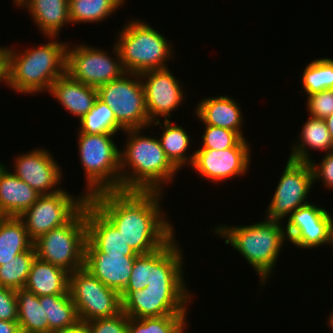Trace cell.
<instances>
[{"mask_svg":"<svg viewBox=\"0 0 333 333\" xmlns=\"http://www.w3.org/2000/svg\"><path fill=\"white\" fill-rule=\"evenodd\" d=\"M98 98L114 113L116 121L126 129L150 128L145 90L140 74L124 73L97 88Z\"/></svg>","mask_w":333,"mask_h":333,"instance_id":"ba28073f","label":"cell"},{"mask_svg":"<svg viewBox=\"0 0 333 333\" xmlns=\"http://www.w3.org/2000/svg\"><path fill=\"white\" fill-rule=\"evenodd\" d=\"M192 298L186 285H147L122 301V311L131 318L188 315Z\"/></svg>","mask_w":333,"mask_h":333,"instance_id":"30bf717a","label":"cell"},{"mask_svg":"<svg viewBox=\"0 0 333 333\" xmlns=\"http://www.w3.org/2000/svg\"><path fill=\"white\" fill-rule=\"evenodd\" d=\"M246 138L225 150L197 149L191 165L204 179L221 183L237 176H245L250 167L251 149Z\"/></svg>","mask_w":333,"mask_h":333,"instance_id":"9a60e30c","label":"cell"},{"mask_svg":"<svg viewBox=\"0 0 333 333\" xmlns=\"http://www.w3.org/2000/svg\"><path fill=\"white\" fill-rule=\"evenodd\" d=\"M298 139L292 146L289 159L301 162H311L309 149L332 152L333 141L330 137L326 122L324 119L308 117L303 124Z\"/></svg>","mask_w":333,"mask_h":333,"instance_id":"484cf974","label":"cell"},{"mask_svg":"<svg viewBox=\"0 0 333 333\" xmlns=\"http://www.w3.org/2000/svg\"><path fill=\"white\" fill-rule=\"evenodd\" d=\"M153 277V252L138 255L133 264L130 279L125 289L120 293L121 302L132 292L144 289Z\"/></svg>","mask_w":333,"mask_h":333,"instance_id":"d590c367","label":"cell"},{"mask_svg":"<svg viewBox=\"0 0 333 333\" xmlns=\"http://www.w3.org/2000/svg\"><path fill=\"white\" fill-rule=\"evenodd\" d=\"M126 0H72L69 2V18L72 24L96 23L109 18ZM121 6V7H120Z\"/></svg>","mask_w":333,"mask_h":333,"instance_id":"f546056e","label":"cell"},{"mask_svg":"<svg viewBox=\"0 0 333 333\" xmlns=\"http://www.w3.org/2000/svg\"><path fill=\"white\" fill-rule=\"evenodd\" d=\"M163 122H160V120L152 122L151 127H154L153 124L161 126V130L163 131L161 138L158 139L165 155L179 171L184 167L183 165L189 164L191 166L194 161L195 152L187 156L186 151L189 150L191 141L189 133L176 123L172 125L170 120H164Z\"/></svg>","mask_w":333,"mask_h":333,"instance_id":"83f0119b","label":"cell"},{"mask_svg":"<svg viewBox=\"0 0 333 333\" xmlns=\"http://www.w3.org/2000/svg\"><path fill=\"white\" fill-rule=\"evenodd\" d=\"M32 247L33 241L19 217L0 216V265Z\"/></svg>","mask_w":333,"mask_h":333,"instance_id":"f1b7e54d","label":"cell"},{"mask_svg":"<svg viewBox=\"0 0 333 333\" xmlns=\"http://www.w3.org/2000/svg\"><path fill=\"white\" fill-rule=\"evenodd\" d=\"M88 201L84 193L73 196L62 189L53 194L40 195L19 218L34 242L50 230L68 223Z\"/></svg>","mask_w":333,"mask_h":333,"instance_id":"7c38bea8","label":"cell"},{"mask_svg":"<svg viewBox=\"0 0 333 333\" xmlns=\"http://www.w3.org/2000/svg\"><path fill=\"white\" fill-rule=\"evenodd\" d=\"M145 129L149 128L124 131L128 139L120 150L121 190L162 192L163 186L174 181L179 172L165 155L159 139L142 135Z\"/></svg>","mask_w":333,"mask_h":333,"instance_id":"7a4b0ae2","label":"cell"},{"mask_svg":"<svg viewBox=\"0 0 333 333\" xmlns=\"http://www.w3.org/2000/svg\"><path fill=\"white\" fill-rule=\"evenodd\" d=\"M306 97L310 117L325 119L333 113V89H325Z\"/></svg>","mask_w":333,"mask_h":333,"instance_id":"74e56055","label":"cell"},{"mask_svg":"<svg viewBox=\"0 0 333 333\" xmlns=\"http://www.w3.org/2000/svg\"><path fill=\"white\" fill-rule=\"evenodd\" d=\"M327 325H330L331 330L333 331V310L331 312V314H329V317L327 319ZM333 333V332H332Z\"/></svg>","mask_w":333,"mask_h":333,"instance_id":"bcb514c9","label":"cell"},{"mask_svg":"<svg viewBox=\"0 0 333 333\" xmlns=\"http://www.w3.org/2000/svg\"><path fill=\"white\" fill-rule=\"evenodd\" d=\"M77 134L79 158L86 178V197L89 199L100 192L121 190V147L118 148L113 140L118 133Z\"/></svg>","mask_w":333,"mask_h":333,"instance_id":"8992f818","label":"cell"},{"mask_svg":"<svg viewBox=\"0 0 333 333\" xmlns=\"http://www.w3.org/2000/svg\"><path fill=\"white\" fill-rule=\"evenodd\" d=\"M325 119H333V113L330 116L326 117Z\"/></svg>","mask_w":333,"mask_h":333,"instance_id":"7dc6e473","label":"cell"},{"mask_svg":"<svg viewBox=\"0 0 333 333\" xmlns=\"http://www.w3.org/2000/svg\"><path fill=\"white\" fill-rule=\"evenodd\" d=\"M112 50L114 56H109L108 52L100 48L86 44H75L74 47H71L68 43L66 73L73 80L95 88L118 79L126 72L123 69L119 51L115 44Z\"/></svg>","mask_w":333,"mask_h":333,"instance_id":"8fae6325","label":"cell"},{"mask_svg":"<svg viewBox=\"0 0 333 333\" xmlns=\"http://www.w3.org/2000/svg\"><path fill=\"white\" fill-rule=\"evenodd\" d=\"M86 239L85 204L68 223L40 236L33 246L38 259L73 273L84 267Z\"/></svg>","mask_w":333,"mask_h":333,"instance_id":"52a82bcc","label":"cell"},{"mask_svg":"<svg viewBox=\"0 0 333 333\" xmlns=\"http://www.w3.org/2000/svg\"><path fill=\"white\" fill-rule=\"evenodd\" d=\"M196 105L194 115L202 121V124L204 123L203 125L230 129L245 138L242 131L244 124L242 111L233 98L228 95L210 96L201 99Z\"/></svg>","mask_w":333,"mask_h":333,"instance_id":"ffe728a7","label":"cell"},{"mask_svg":"<svg viewBox=\"0 0 333 333\" xmlns=\"http://www.w3.org/2000/svg\"><path fill=\"white\" fill-rule=\"evenodd\" d=\"M129 316L123 311L114 317L89 321L91 333H127Z\"/></svg>","mask_w":333,"mask_h":333,"instance_id":"f35d334b","label":"cell"},{"mask_svg":"<svg viewBox=\"0 0 333 333\" xmlns=\"http://www.w3.org/2000/svg\"><path fill=\"white\" fill-rule=\"evenodd\" d=\"M19 329L21 333H49L48 319L44 311V296L16 289Z\"/></svg>","mask_w":333,"mask_h":333,"instance_id":"4316f807","label":"cell"},{"mask_svg":"<svg viewBox=\"0 0 333 333\" xmlns=\"http://www.w3.org/2000/svg\"><path fill=\"white\" fill-rule=\"evenodd\" d=\"M50 93L78 120L89 112L98 98L97 88L73 80L67 73L52 83Z\"/></svg>","mask_w":333,"mask_h":333,"instance_id":"7402d4cb","label":"cell"},{"mask_svg":"<svg viewBox=\"0 0 333 333\" xmlns=\"http://www.w3.org/2000/svg\"><path fill=\"white\" fill-rule=\"evenodd\" d=\"M140 77L150 122L158 121L161 117L170 120L171 112L180 107L185 97L178 78L174 77L169 68L145 71Z\"/></svg>","mask_w":333,"mask_h":333,"instance_id":"2e32d148","label":"cell"},{"mask_svg":"<svg viewBox=\"0 0 333 333\" xmlns=\"http://www.w3.org/2000/svg\"><path fill=\"white\" fill-rule=\"evenodd\" d=\"M55 333H91V331L88 322L79 320L76 324Z\"/></svg>","mask_w":333,"mask_h":333,"instance_id":"b9f144b4","label":"cell"},{"mask_svg":"<svg viewBox=\"0 0 333 333\" xmlns=\"http://www.w3.org/2000/svg\"><path fill=\"white\" fill-rule=\"evenodd\" d=\"M115 45L125 72H142L168 68L173 47L164 35L150 24L133 19L124 24Z\"/></svg>","mask_w":333,"mask_h":333,"instance_id":"5b68a950","label":"cell"},{"mask_svg":"<svg viewBox=\"0 0 333 333\" xmlns=\"http://www.w3.org/2000/svg\"><path fill=\"white\" fill-rule=\"evenodd\" d=\"M17 296L14 289L0 286V320L17 321Z\"/></svg>","mask_w":333,"mask_h":333,"instance_id":"60d3db41","label":"cell"},{"mask_svg":"<svg viewBox=\"0 0 333 333\" xmlns=\"http://www.w3.org/2000/svg\"><path fill=\"white\" fill-rule=\"evenodd\" d=\"M0 333H21L18 322L0 320Z\"/></svg>","mask_w":333,"mask_h":333,"instance_id":"ee69618b","label":"cell"},{"mask_svg":"<svg viewBox=\"0 0 333 333\" xmlns=\"http://www.w3.org/2000/svg\"><path fill=\"white\" fill-rule=\"evenodd\" d=\"M7 47H0V83L6 85Z\"/></svg>","mask_w":333,"mask_h":333,"instance_id":"7bdbcfd3","label":"cell"},{"mask_svg":"<svg viewBox=\"0 0 333 333\" xmlns=\"http://www.w3.org/2000/svg\"><path fill=\"white\" fill-rule=\"evenodd\" d=\"M163 192L113 190L100 192L89 201L118 229L138 255L163 247L175 234L161 209Z\"/></svg>","mask_w":333,"mask_h":333,"instance_id":"6da1fadb","label":"cell"},{"mask_svg":"<svg viewBox=\"0 0 333 333\" xmlns=\"http://www.w3.org/2000/svg\"><path fill=\"white\" fill-rule=\"evenodd\" d=\"M313 183L310 163L288 158L274 195L267 205L265 218L284 222L297 208L310 203L306 199L309 198L308 194L311 192Z\"/></svg>","mask_w":333,"mask_h":333,"instance_id":"4fadbf2b","label":"cell"},{"mask_svg":"<svg viewBox=\"0 0 333 333\" xmlns=\"http://www.w3.org/2000/svg\"><path fill=\"white\" fill-rule=\"evenodd\" d=\"M175 235L153 252V277L147 285H185L184 257Z\"/></svg>","mask_w":333,"mask_h":333,"instance_id":"cb8c5ba5","label":"cell"},{"mask_svg":"<svg viewBox=\"0 0 333 333\" xmlns=\"http://www.w3.org/2000/svg\"><path fill=\"white\" fill-rule=\"evenodd\" d=\"M187 315H165L162 317H129L127 333H184L189 325Z\"/></svg>","mask_w":333,"mask_h":333,"instance_id":"d6a6232c","label":"cell"},{"mask_svg":"<svg viewBox=\"0 0 333 333\" xmlns=\"http://www.w3.org/2000/svg\"><path fill=\"white\" fill-rule=\"evenodd\" d=\"M204 128L199 149L225 150L236 146L243 139L238 132L230 129L211 125H205Z\"/></svg>","mask_w":333,"mask_h":333,"instance_id":"8d00e7d4","label":"cell"},{"mask_svg":"<svg viewBox=\"0 0 333 333\" xmlns=\"http://www.w3.org/2000/svg\"><path fill=\"white\" fill-rule=\"evenodd\" d=\"M69 272L37 257L32 263L25 289L38 297L45 295L67 294Z\"/></svg>","mask_w":333,"mask_h":333,"instance_id":"d4e9b609","label":"cell"},{"mask_svg":"<svg viewBox=\"0 0 333 333\" xmlns=\"http://www.w3.org/2000/svg\"><path fill=\"white\" fill-rule=\"evenodd\" d=\"M44 311L48 319L49 333H55L76 324L80 319L69 292L44 296Z\"/></svg>","mask_w":333,"mask_h":333,"instance_id":"4dcf8cb0","label":"cell"},{"mask_svg":"<svg viewBox=\"0 0 333 333\" xmlns=\"http://www.w3.org/2000/svg\"><path fill=\"white\" fill-rule=\"evenodd\" d=\"M285 221L287 240L295 247L311 249L323 244L333 245V218L324 207L310 202L297 208Z\"/></svg>","mask_w":333,"mask_h":333,"instance_id":"5bb4252c","label":"cell"},{"mask_svg":"<svg viewBox=\"0 0 333 333\" xmlns=\"http://www.w3.org/2000/svg\"><path fill=\"white\" fill-rule=\"evenodd\" d=\"M87 239L107 255L138 256L118 229L90 202L86 203Z\"/></svg>","mask_w":333,"mask_h":333,"instance_id":"d6986e66","label":"cell"},{"mask_svg":"<svg viewBox=\"0 0 333 333\" xmlns=\"http://www.w3.org/2000/svg\"><path fill=\"white\" fill-rule=\"evenodd\" d=\"M281 223L265 218L244 226L219 224L213 229V233L225 238V244H230L241 253L259 275L260 287H264L275 270L280 250L284 247L282 245L288 241Z\"/></svg>","mask_w":333,"mask_h":333,"instance_id":"277c9868","label":"cell"},{"mask_svg":"<svg viewBox=\"0 0 333 333\" xmlns=\"http://www.w3.org/2000/svg\"><path fill=\"white\" fill-rule=\"evenodd\" d=\"M137 256L107 255L100 252L88 239L85 243L84 267L104 285L119 294L129 282Z\"/></svg>","mask_w":333,"mask_h":333,"instance_id":"ac0fdd59","label":"cell"},{"mask_svg":"<svg viewBox=\"0 0 333 333\" xmlns=\"http://www.w3.org/2000/svg\"><path fill=\"white\" fill-rule=\"evenodd\" d=\"M304 93L308 95L333 89V59L318 58L305 66L301 76Z\"/></svg>","mask_w":333,"mask_h":333,"instance_id":"e575fe53","label":"cell"},{"mask_svg":"<svg viewBox=\"0 0 333 333\" xmlns=\"http://www.w3.org/2000/svg\"><path fill=\"white\" fill-rule=\"evenodd\" d=\"M16 6L27 9L46 38L58 37L61 29L71 24L68 0H21Z\"/></svg>","mask_w":333,"mask_h":333,"instance_id":"603a6c76","label":"cell"},{"mask_svg":"<svg viewBox=\"0 0 333 333\" xmlns=\"http://www.w3.org/2000/svg\"><path fill=\"white\" fill-rule=\"evenodd\" d=\"M0 162V216L19 217L40 194Z\"/></svg>","mask_w":333,"mask_h":333,"instance_id":"44dd1931","label":"cell"},{"mask_svg":"<svg viewBox=\"0 0 333 333\" xmlns=\"http://www.w3.org/2000/svg\"><path fill=\"white\" fill-rule=\"evenodd\" d=\"M78 132L86 134H108L124 132L125 129L116 121L113 110L99 98L93 107L80 120Z\"/></svg>","mask_w":333,"mask_h":333,"instance_id":"1f68e13d","label":"cell"},{"mask_svg":"<svg viewBox=\"0 0 333 333\" xmlns=\"http://www.w3.org/2000/svg\"><path fill=\"white\" fill-rule=\"evenodd\" d=\"M36 258L34 246L0 265V286L11 289L24 288L33 261Z\"/></svg>","mask_w":333,"mask_h":333,"instance_id":"836d02e7","label":"cell"},{"mask_svg":"<svg viewBox=\"0 0 333 333\" xmlns=\"http://www.w3.org/2000/svg\"><path fill=\"white\" fill-rule=\"evenodd\" d=\"M68 292L81 321L110 318L122 311L120 294L104 285L85 267L69 273Z\"/></svg>","mask_w":333,"mask_h":333,"instance_id":"9c48e42d","label":"cell"},{"mask_svg":"<svg viewBox=\"0 0 333 333\" xmlns=\"http://www.w3.org/2000/svg\"><path fill=\"white\" fill-rule=\"evenodd\" d=\"M48 37L49 43L25 49L7 48L6 85L23 94L49 92L52 83L66 73L67 42ZM55 39V40H54Z\"/></svg>","mask_w":333,"mask_h":333,"instance_id":"3957f363","label":"cell"},{"mask_svg":"<svg viewBox=\"0 0 333 333\" xmlns=\"http://www.w3.org/2000/svg\"><path fill=\"white\" fill-rule=\"evenodd\" d=\"M328 128V131L330 133V137L333 141V119H324Z\"/></svg>","mask_w":333,"mask_h":333,"instance_id":"f6af8a7d","label":"cell"},{"mask_svg":"<svg viewBox=\"0 0 333 333\" xmlns=\"http://www.w3.org/2000/svg\"><path fill=\"white\" fill-rule=\"evenodd\" d=\"M21 0H13L14 4L16 5Z\"/></svg>","mask_w":333,"mask_h":333,"instance_id":"c3c4849f","label":"cell"},{"mask_svg":"<svg viewBox=\"0 0 333 333\" xmlns=\"http://www.w3.org/2000/svg\"><path fill=\"white\" fill-rule=\"evenodd\" d=\"M310 165L313 171L314 184L321 180L325 188L333 189V151L325 153L320 163H316V160L312 159Z\"/></svg>","mask_w":333,"mask_h":333,"instance_id":"ab89813d","label":"cell"},{"mask_svg":"<svg viewBox=\"0 0 333 333\" xmlns=\"http://www.w3.org/2000/svg\"><path fill=\"white\" fill-rule=\"evenodd\" d=\"M50 151L34 149L15 157L14 171L18 178L26 182L40 195L61 191L63 172ZM62 177V178H61Z\"/></svg>","mask_w":333,"mask_h":333,"instance_id":"e0dca14e","label":"cell"}]
</instances>
